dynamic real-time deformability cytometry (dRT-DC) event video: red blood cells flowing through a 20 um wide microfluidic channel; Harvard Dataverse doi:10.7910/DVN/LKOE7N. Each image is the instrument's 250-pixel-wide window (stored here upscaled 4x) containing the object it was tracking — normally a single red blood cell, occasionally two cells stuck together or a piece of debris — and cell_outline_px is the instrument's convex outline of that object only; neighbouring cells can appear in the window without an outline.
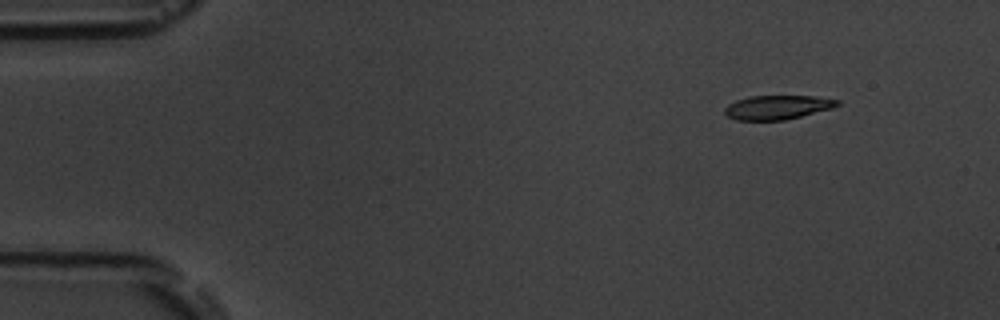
{"species": "common noctule bat (a hibernating species)", "species_latin": "Nyctalus noctula", "temperature_condition": "room temperature", "stored_images_in_passage": 6, "camera_frame_rate_fps": 3000, "um_per_image_px": 0.085, "animal": {"sex": "male", "body_mass_g": 19.5, "forearm_length_mm": 54.6}, "frame": {"image": 1, "passage_image": 2, "time_ms": 2.0, "image_size_px": [1000, 320], "cell_outline_px": [[840, 104], [832, 108], [784, 120], [736, 120], [728, 116], [724, 112], [724, 108], [728, 104], [736, 100], [748, 96], [816, 96], [840, 100]], "centroid_in_image_um": [66.06, 9.11], "position_along_channel_um": 18.9, "area_um2": 15.78}}
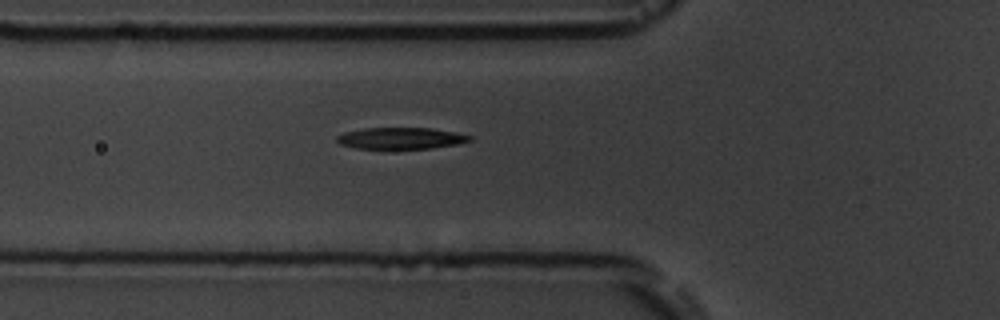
{"frame": {"image": 2, "passage_image": 6, "time_ms": 6.667, "image_size_px": [1000, 320], "cell_outline_px": [[472, 140], [456, 144], [432, 148], [356, 148], [340, 144], [336, 140], [336, 136], [344, 132], [364, 128], [432, 128], [456, 132], [472, 136]], "centroid_in_image_um": [34.07, 11.74], "position_along_channel_um": 91.7, "area_um2": 16.53}}